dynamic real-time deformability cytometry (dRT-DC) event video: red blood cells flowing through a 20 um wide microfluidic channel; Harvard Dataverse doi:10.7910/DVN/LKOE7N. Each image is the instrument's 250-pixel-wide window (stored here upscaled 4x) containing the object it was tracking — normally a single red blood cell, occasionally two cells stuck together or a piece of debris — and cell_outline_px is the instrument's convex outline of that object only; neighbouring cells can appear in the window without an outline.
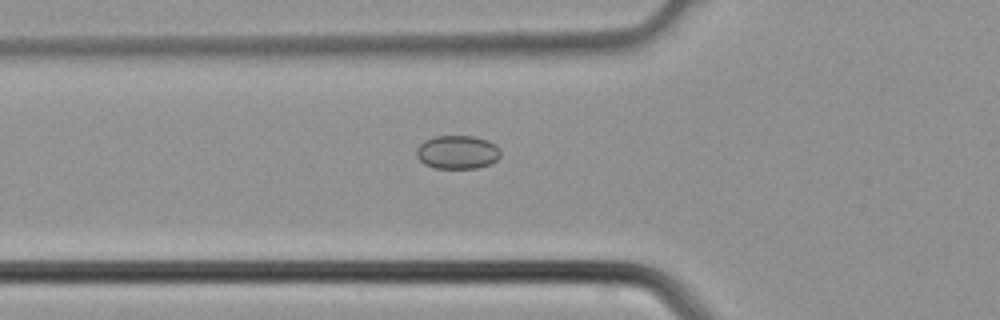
{"species": "common noctule bat (a hibernating species)", "species_latin": "Nyctalus noctula", "temperature_condition": "cold", "stored_images_in_passage": 4, "camera_frame_rate_fps": 3000, "um_per_image_px": 0.085, "animal": {"sex": "male", "body_mass_g": 21.5, "forearm_length_mm": 52.0}, "frame": {"image": 1, "passage_image": 4, "time_ms": 1.0, "image_size_px": [1000, 320], "cell_outline_px": [[500, 156], [496, 160], [488, 164], [476, 168], [436, 168], [424, 164], [416, 156], [416, 148], [424, 140], [436, 136], [472, 136], [488, 140], [496, 144], [500, 148]], "centroid_in_image_um": [38.87, 12.92], "position_along_channel_um": 86.9, "area_um2": 16.47}}